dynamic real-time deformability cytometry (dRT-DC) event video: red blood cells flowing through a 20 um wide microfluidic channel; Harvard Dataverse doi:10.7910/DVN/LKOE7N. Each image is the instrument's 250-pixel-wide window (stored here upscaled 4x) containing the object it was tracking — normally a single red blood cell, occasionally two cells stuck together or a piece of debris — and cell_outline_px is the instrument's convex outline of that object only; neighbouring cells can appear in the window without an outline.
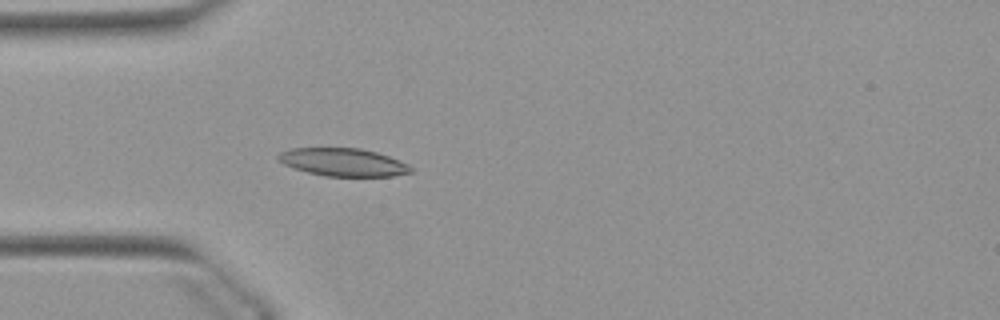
{"species": "Egyptian fruit bat (a non-hibernating species)", "species_latin": "Rousettus aegyptiacus", "temperature_condition": "warm", "stored_images_in_passage": 44, "camera_frame_rate_fps": 3000, "um_per_image_px": 0.085, "animal": {"sex": "female"}, "frame": {"image": 1, "passage_image": 7, "time_ms": 2.0, "image_size_px": [1000, 320], "cell_outline_px": [[412, 172], [392, 176], [324, 176], [292, 168], [276, 160], [276, 156], [280, 152], [292, 148], [360, 148], [376, 152], [388, 156], [408, 164], [412, 168]], "centroid_in_image_um": [29.12, 13.79], "position_along_channel_um": 55.9, "area_um2": 21.56}}
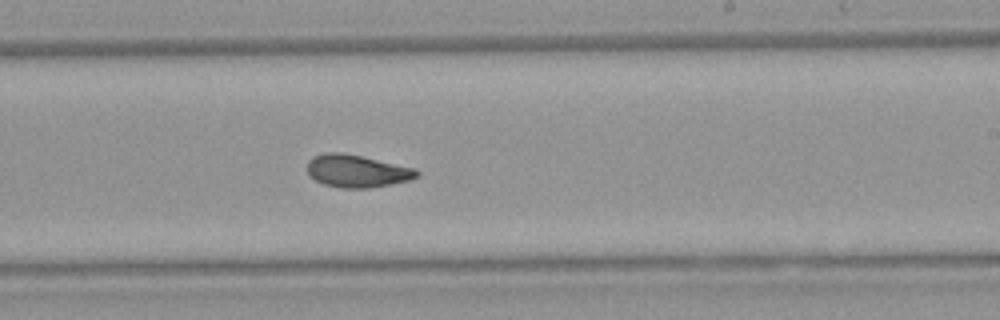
{"frame": {"image": 2, "passage_image": 23, "time_ms": 7.333, "image_size_px": [1000, 320], "cell_outline_px": [[420, 176], [408, 180], [368, 188], [340, 188], [324, 184], [308, 176], [308, 160], [312, 156], [324, 152], [340, 152], [360, 156], [416, 168], [420, 172]], "centroid_in_image_um": [30.31, 14.53], "position_along_channel_um": 258.7, "area_um2": 20.75}}
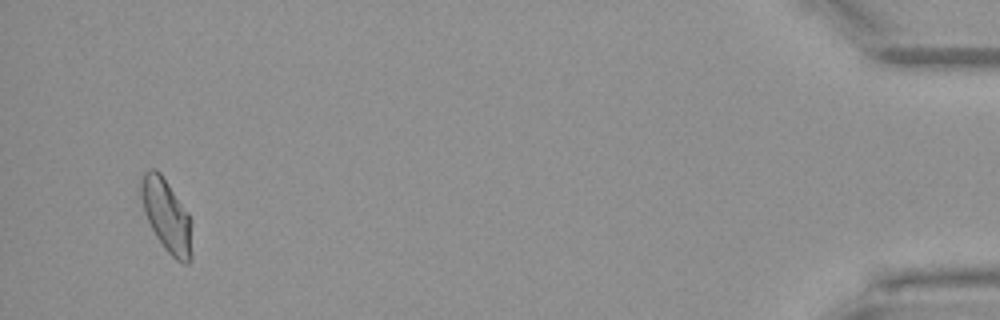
{"frame": {"image": 3, "passage_image": 42, "time_ms": 13.667, "image_size_px": [1000, 320], "cell_outline_px": [[192, 260], [188, 264], [184, 264], [176, 260], [164, 248], [156, 236], [144, 212], [136, 184], [144, 172], [148, 168], [156, 168], [160, 172], [188, 212], [192, 256]], "centroid_in_image_um": [14.09, 18.26], "position_along_channel_um": 421.1, "area_um2": 21.79}, "authors_computed_cell_mechanics": {"area_um2": 20.8369, "velocity_mm_per_s": 3.8933, "shape_relaxation_time_tau1_ms": 7.7569, "shape_relaxation_time_tau2_ms": 3.2573, "deformation_change_tau1": 0.1844, "deformation_change_tau2": 0.0868}}